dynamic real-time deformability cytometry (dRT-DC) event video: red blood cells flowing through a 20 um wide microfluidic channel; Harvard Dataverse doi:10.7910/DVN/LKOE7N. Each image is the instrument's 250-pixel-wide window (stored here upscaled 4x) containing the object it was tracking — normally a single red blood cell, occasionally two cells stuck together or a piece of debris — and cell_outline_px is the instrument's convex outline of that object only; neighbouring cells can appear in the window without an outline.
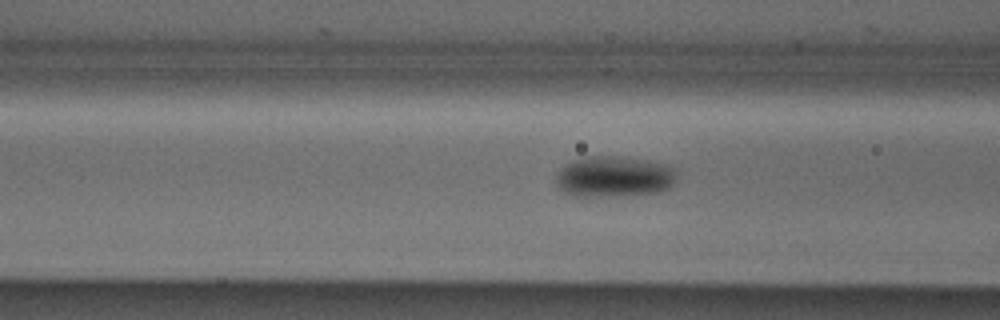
{"species": "Egyptian fruit bat (a non-hibernating species)", "species_latin": "Rousettus aegyptiacus", "temperature_condition": "cold", "stored_images_in_passage": 9, "camera_frame_rate_fps": 3000, "um_per_image_px": 0.085, "animal": {"sex": "male"}, "frame": {"image": 1, "passage_image": 7, "time_ms": 2.0, "image_size_px": [1000, 320], "cell_outline_px": [[676, 180], [668, 188], [660, 192], [612, 196], [576, 196], [564, 192], [556, 184], [556, 172], [564, 164], [572, 160], [584, 156], [620, 156], [648, 160], [668, 164], [676, 168]], "centroid_in_image_um": [52.19, 14.99], "position_along_channel_um": 114.4, "area_um2": 29.25}}